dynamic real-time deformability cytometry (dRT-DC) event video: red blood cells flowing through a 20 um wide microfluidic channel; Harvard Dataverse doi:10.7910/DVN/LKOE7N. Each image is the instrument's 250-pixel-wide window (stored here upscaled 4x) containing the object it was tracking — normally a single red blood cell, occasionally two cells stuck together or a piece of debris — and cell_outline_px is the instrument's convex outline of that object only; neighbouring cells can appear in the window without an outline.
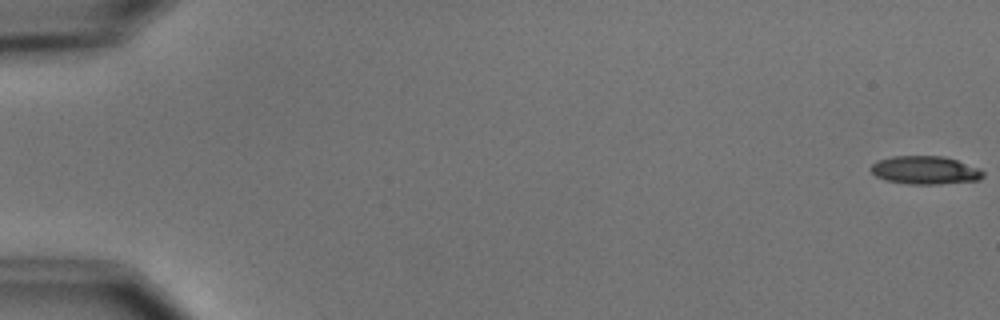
{"species": "common noctule bat (a hibernating species)", "species_latin": "Nyctalus noctula", "temperature_condition": "cold", "stored_images_in_passage": 6, "camera_frame_rate_fps": 3000, "um_per_image_px": 0.085, "animal": {"sex": "male", "body_mass_g": 15.6}, "frame": {"image": 1, "passage_image": 1, "time_ms": 0.0, "image_size_px": [1000, 320], "cell_outline_px": [[984, 176], [980, 180], [940, 184], [908, 184], [884, 180], [876, 176], [872, 172], [872, 164], [876, 160], [892, 156], [944, 156], [980, 168], [984, 172]], "centroid_in_image_um": [78.65, 14.47], "position_along_channel_um": 6.4, "area_um2": 18.55}}
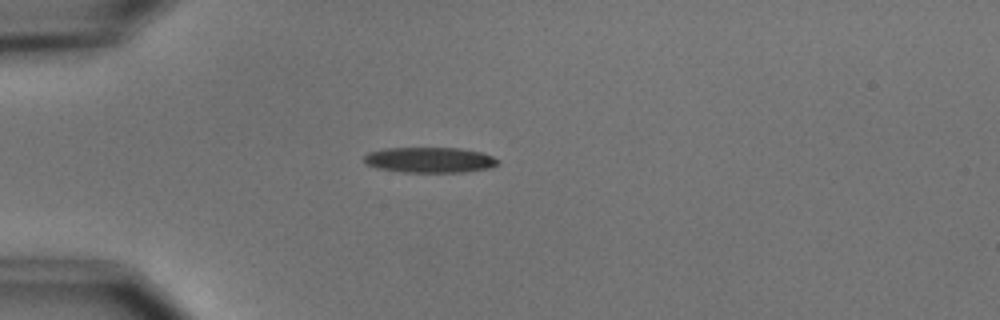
{"frame": {"image": 2, "passage_image": 5, "time_ms": 5.0, "image_size_px": [1000, 320], "cell_outline_px": [[500, 164], [492, 168], [464, 172], [404, 172], [376, 168], [364, 164], [364, 156], [368, 152], [384, 148], [460, 148], [480, 152], [492, 156], [500, 160]], "centroid_in_image_um": [36.53, 13.6], "position_along_channel_um": 48.5, "area_um2": 20.11}}